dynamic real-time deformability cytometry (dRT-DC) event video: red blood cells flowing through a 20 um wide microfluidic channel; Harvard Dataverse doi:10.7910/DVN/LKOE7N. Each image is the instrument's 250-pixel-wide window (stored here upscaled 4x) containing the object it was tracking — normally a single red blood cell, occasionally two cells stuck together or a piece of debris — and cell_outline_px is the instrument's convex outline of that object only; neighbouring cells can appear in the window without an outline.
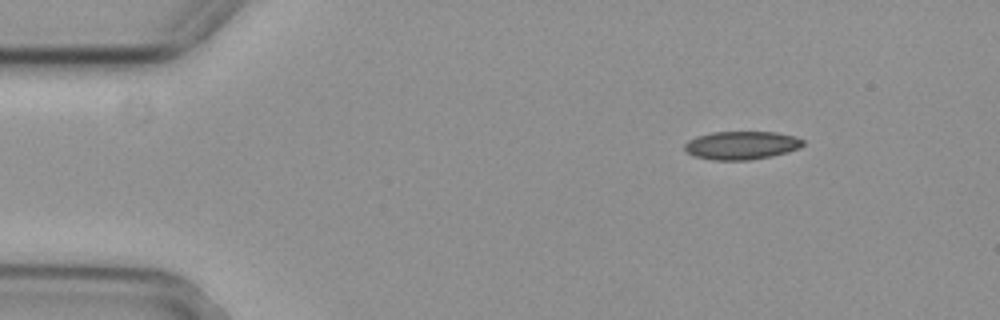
{"species": "common noctule bat (a hibernating species)", "species_latin": "Nyctalus noctula", "temperature_condition": "cold", "stored_images_in_passage": 4, "camera_frame_rate_fps": 3000, "um_per_image_px": 0.085, "animal": {"sex": "female", "body_mass_g": 29.2, "forearm_length_mm": 56.3}, "frame": {"image": 1, "passage_image": 1, "time_ms": 0.0, "image_size_px": [1000, 320], "cell_outline_px": [[804, 144], [800, 148], [788, 152], [772, 156], [752, 160], [712, 160], [696, 156], [688, 152], [684, 148], [684, 144], [688, 140], [696, 136], [712, 132], [776, 132], [796, 136], [804, 140]], "centroid_in_image_um": [63.06, 12.35], "position_along_channel_um": 21.9, "area_um2": 19.65}}